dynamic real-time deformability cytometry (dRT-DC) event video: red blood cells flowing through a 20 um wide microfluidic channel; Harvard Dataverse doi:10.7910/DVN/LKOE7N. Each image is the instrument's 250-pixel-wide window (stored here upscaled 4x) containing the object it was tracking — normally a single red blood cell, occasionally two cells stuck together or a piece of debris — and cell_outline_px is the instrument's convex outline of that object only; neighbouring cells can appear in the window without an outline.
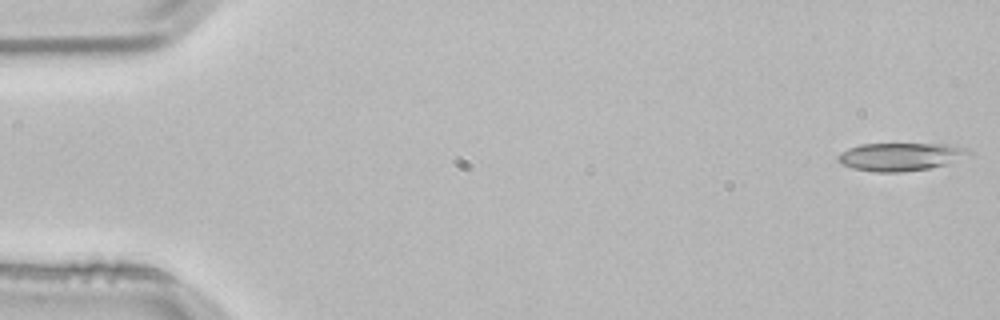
{"species": "common noctule bat (a hibernating species)", "species_latin": "Nyctalus noctula", "temperature_condition": "room temperature", "stored_images_in_passage": 5, "camera_frame_rate_fps": 3000, "um_per_image_px": 0.085, "animal": {"sex": "male", "body_mass_g": 21.5, "forearm_length_mm": 52.0}, "frame": {"image": 1, "passage_image": 1, "time_ms": 0.0, "image_size_px": [1000, 320], "cell_outline_px": [[972, 152], [948, 164], [928, 168], [900, 172], [876, 172], [852, 168], [836, 160], [836, 156], [840, 152], [848, 148], [860, 144], [944, 144], [968, 148]], "centroid_in_image_um": [76.49, 13.31], "position_along_channel_um": 8.5, "area_um2": 21.21}}